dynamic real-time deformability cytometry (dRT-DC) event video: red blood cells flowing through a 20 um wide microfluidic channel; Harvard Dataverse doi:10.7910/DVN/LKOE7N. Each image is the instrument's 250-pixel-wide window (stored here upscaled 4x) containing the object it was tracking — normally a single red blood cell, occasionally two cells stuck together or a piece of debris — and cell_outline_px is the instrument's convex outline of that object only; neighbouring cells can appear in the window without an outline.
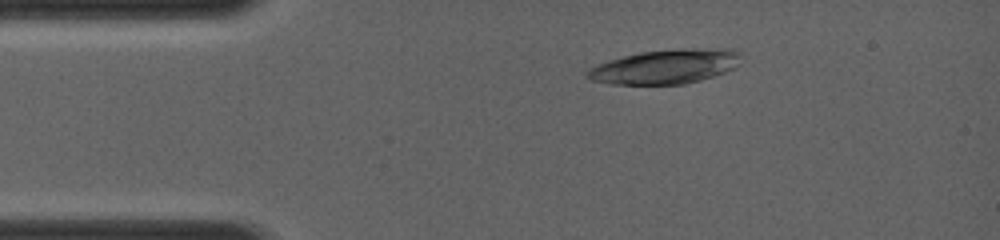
{"species": "common noctule bat (a hibernating species)", "species_latin": "Nyctalus noctula", "temperature_condition": "room temperature", "stored_images_in_passage": 7, "camera_frame_rate_fps": 4000, "um_per_image_px": 0.085, "animal": {"sex": "female", "body_mass_g": 19.0, "forearm_length_mm": 56.7}, "frame": {"image": 1, "passage_image": 2, "time_ms": 0.25, "image_size_px": [1000, 240], "cell_outline_px": [[740, 64], [724, 72], [700, 80], [684, 84], [612, 84], [592, 80], [584, 72], [588, 68], [624, 56], [640, 52], [680, 48], [732, 48], [740, 56]], "centroid_in_image_um": [56.58, 5.65], "position_along_channel_um": 28.4, "area_um2": 30.58}}